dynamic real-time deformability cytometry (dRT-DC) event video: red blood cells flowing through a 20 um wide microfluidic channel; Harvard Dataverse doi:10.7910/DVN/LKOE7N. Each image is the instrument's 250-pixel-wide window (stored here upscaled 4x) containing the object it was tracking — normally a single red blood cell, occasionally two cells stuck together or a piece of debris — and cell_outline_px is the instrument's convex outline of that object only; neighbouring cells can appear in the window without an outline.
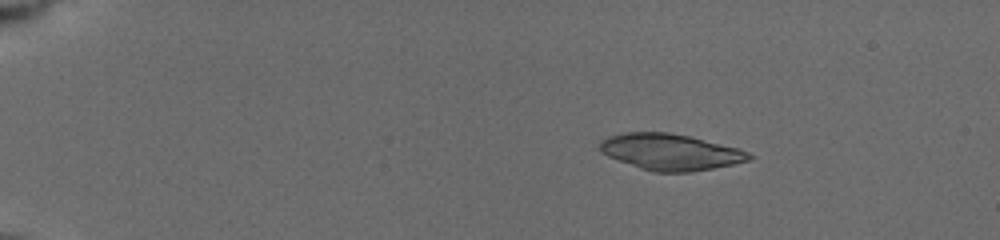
{"species": "common noctule bat (a hibernating species)", "species_latin": "Nyctalus noctula", "temperature_condition": "cold", "stored_images_in_passage": 34, "camera_frame_rate_fps": 3000, "um_per_image_px": 0.085, "animal": {"sex": "female", "body_mass_g": 19.5, "forearm_length_mm": 54.1}, "frame": {"image": 1, "passage_image": 3, "time_ms": 1.667, "image_size_px": [1000, 240], "cell_outline_px": [[756, 156], [752, 160], [692, 172], [652, 172], [640, 168], [608, 156], [600, 152], [600, 140], [608, 136], [624, 132], [668, 132], [688, 136], [740, 148]], "centroid_in_image_um": [57.0, 12.91], "position_along_channel_um": 28.0, "area_um2": 31.62}}